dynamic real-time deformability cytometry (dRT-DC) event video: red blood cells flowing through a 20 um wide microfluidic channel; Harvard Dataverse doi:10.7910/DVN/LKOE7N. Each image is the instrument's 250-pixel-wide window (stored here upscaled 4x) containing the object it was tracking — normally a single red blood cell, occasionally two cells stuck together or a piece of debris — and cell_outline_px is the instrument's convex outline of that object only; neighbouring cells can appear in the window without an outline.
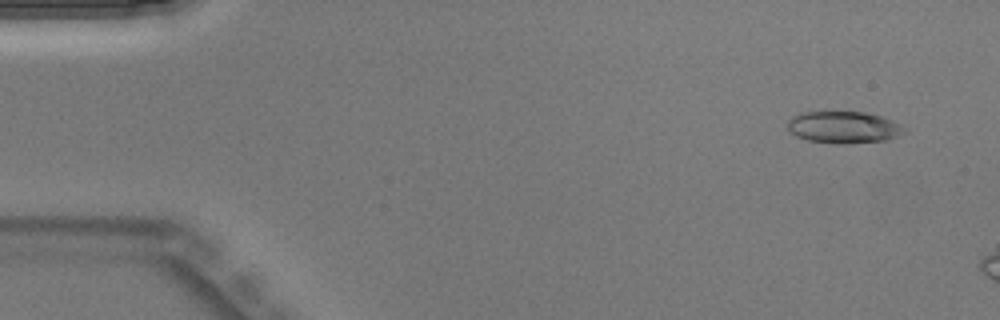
{"species": "Egyptian fruit bat (a non-hibernating species)", "species_latin": "Rousettus aegyptiacus", "temperature_condition": "warm", "stored_images_in_passage": 8, "camera_frame_rate_fps": 3000, "um_per_image_px": 0.085, "animal": {"sex": "male"}, "frame": {"image": 1, "passage_image": 3, "time_ms": 0.667, "image_size_px": [1000, 320], "cell_outline_px": [[904, 132], [896, 136], [884, 140], [844, 144], [836, 144], [808, 140], [796, 136], [788, 128], [788, 120], [792, 116], [800, 112], [864, 112], [880, 116], [892, 120]], "centroid_in_image_um": [71.62, 10.81], "position_along_channel_um": 13.4, "area_um2": 21.27}}